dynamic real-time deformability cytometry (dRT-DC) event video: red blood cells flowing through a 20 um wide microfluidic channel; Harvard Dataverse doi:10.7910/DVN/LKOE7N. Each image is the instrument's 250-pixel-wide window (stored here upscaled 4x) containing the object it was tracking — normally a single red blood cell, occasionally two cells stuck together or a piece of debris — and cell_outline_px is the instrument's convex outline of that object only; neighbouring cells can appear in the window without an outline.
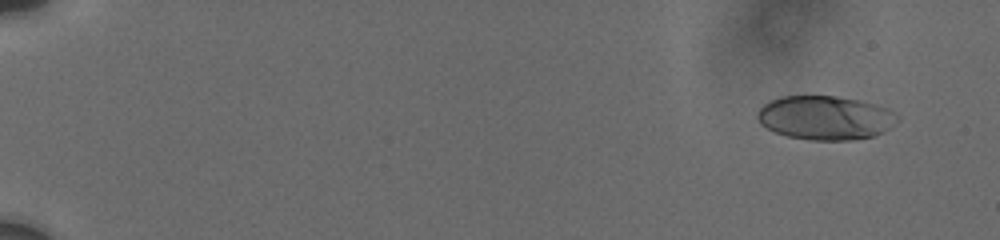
{"species": "human", "species_latin": "Homo sapiens", "temperature_condition": "cold", "stored_images_in_passage": 37, "camera_frame_rate_fps": 3000, "um_per_image_px": 0.085, "donor": {"sex": "male"}, "frame": {"image": 1, "passage_image": 4, "time_ms": 1.333, "image_size_px": [1000, 240], "cell_outline_px": [[900, 120], [888, 128], [872, 136], [848, 140], [812, 140], [788, 136], [776, 132], [760, 124], [756, 116], [756, 112], [768, 100], [780, 96], [836, 96], [860, 100], [876, 104], [900, 116]], "centroid_in_image_um": [70.11, 9.99], "position_along_channel_um": 14.9, "area_um2": 35.78}}
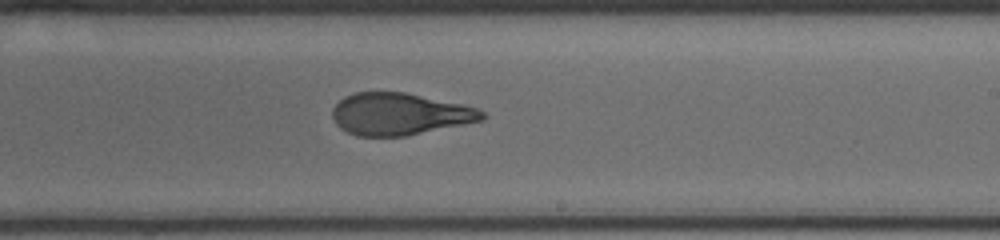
{"frame": {"image": 2, "passage_image": 24, "time_ms": 12.333, "image_size_px": [1000, 240], "cell_outline_px": [[488, 116], [484, 120], [404, 136], [356, 136], [340, 128], [336, 124], [332, 116], [332, 108], [344, 96], [356, 92], [404, 92], [464, 104], [476, 108], [484, 112]], "centroid_in_image_um": [33.97, 9.69], "position_along_channel_um": 255.0, "area_um2": 36.7}}
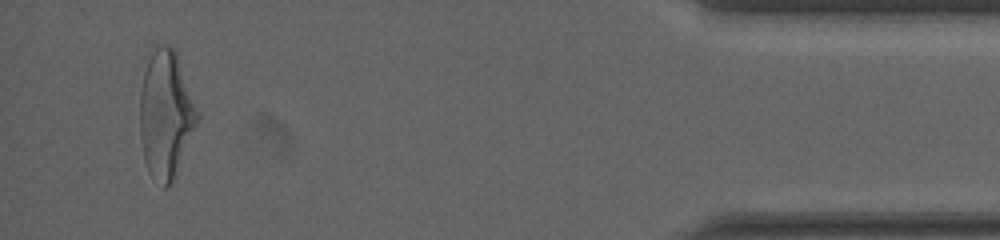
{"frame": {"image": 3, "passage_image": 37, "time_ms": 18.333, "image_size_px": [1000, 240], "cell_outline_px": [[200, 120], [172, 180], [164, 188], [148, 168], [144, 160], [140, 140], [140, 92], [144, 72], [148, 60], [156, 48], [160, 44], [168, 44], [176, 52], [200, 116]], "centroid_in_image_um": [14.1, 9.69], "position_along_channel_um": 421.1, "area_um2": 42.02}, "authors_computed_cell_mechanics": {"area_um2": 37.1076, "velocity_mm_per_s": 3.7473, "shape_relaxation_time_tau1_ms": 4.6035, "shape_relaxation_time_tau2_ms": 1.0293, "deformation_change_tau1": 0.1569, "deformation_change_tau2": 0.0653}}